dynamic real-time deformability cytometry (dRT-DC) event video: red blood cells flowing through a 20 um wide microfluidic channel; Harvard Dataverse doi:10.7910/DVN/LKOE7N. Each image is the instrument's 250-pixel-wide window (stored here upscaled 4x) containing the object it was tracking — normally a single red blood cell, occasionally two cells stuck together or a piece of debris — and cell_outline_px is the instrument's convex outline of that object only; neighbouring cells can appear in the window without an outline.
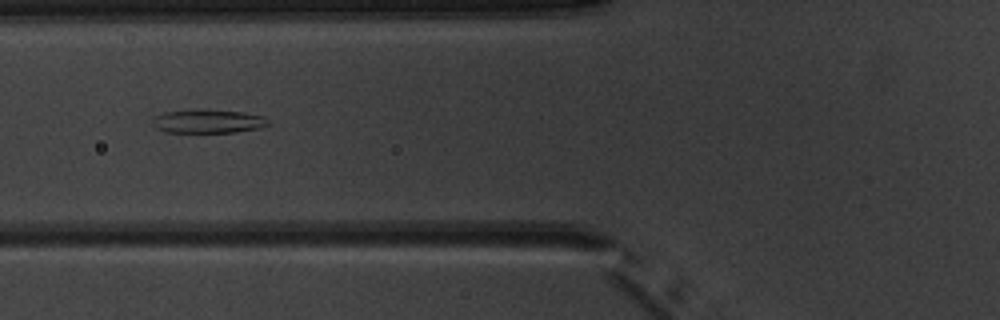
{"species": "common noctule bat (a hibernating species)", "species_latin": "Nyctalus noctula", "temperature_condition": "warm", "stored_images_in_passage": 4, "camera_frame_rate_fps": 3000, "um_per_image_px": 0.085, "animal": {"sex": "male", "body_mass_g": 20.1, "forearm_length_mm": 53.5}, "frame": {"image": 1, "passage_image": 2, "time_ms": 1.333, "image_size_px": [1000, 320], "cell_outline_px": [[268, 124], [260, 128], [236, 132], [164, 132], [156, 128], [152, 124], [152, 116], [168, 112], [204, 108], [244, 112], [264, 116], [268, 120]], "centroid_in_image_um": [17.67, 10.29], "position_along_channel_um": 108.1, "area_um2": 16.18}}
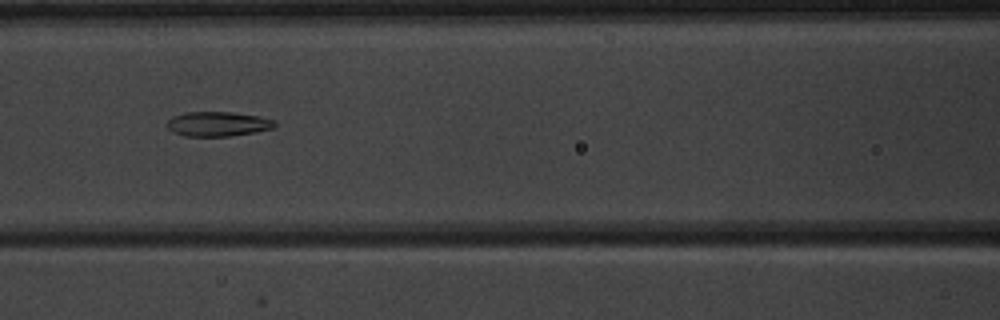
{"frame": {"image": 2, "passage_image": 3, "time_ms": 2.333, "image_size_px": [1000, 320], "cell_outline_px": [[276, 128], [256, 132], [228, 136], [184, 136], [172, 132], [168, 128], [168, 120], [172, 116], [184, 112], [232, 112], [260, 116], [276, 120]], "centroid_in_image_um": [18.55, 10.53], "position_along_channel_um": 148.1, "area_um2": 15.66}}
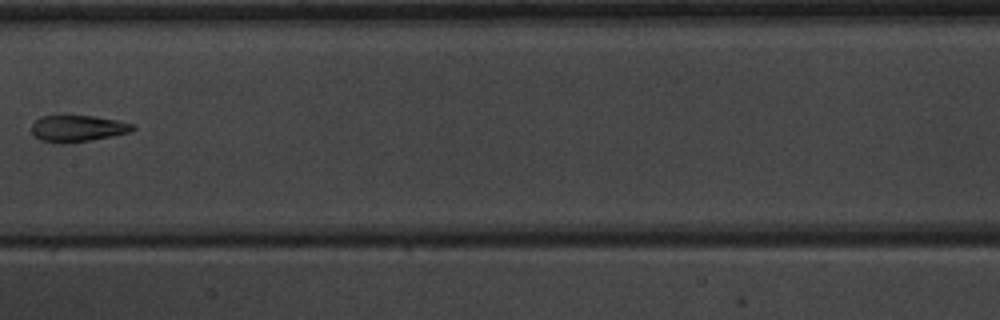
{"frame": {"image": 3, "passage_image": 4, "time_ms": 3.667, "image_size_px": [1000, 320], "cell_outline_px": [[136, 128], [132, 132], [88, 140], [60, 144], [40, 140], [32, 132], [32, 124], [40, 116], [92, 116], [120, 120], [132, 124]], "centroid_in_image_um": [6.61, 10.91], "position_along_channel_um": 200.8, "area_um2": 15.49}}